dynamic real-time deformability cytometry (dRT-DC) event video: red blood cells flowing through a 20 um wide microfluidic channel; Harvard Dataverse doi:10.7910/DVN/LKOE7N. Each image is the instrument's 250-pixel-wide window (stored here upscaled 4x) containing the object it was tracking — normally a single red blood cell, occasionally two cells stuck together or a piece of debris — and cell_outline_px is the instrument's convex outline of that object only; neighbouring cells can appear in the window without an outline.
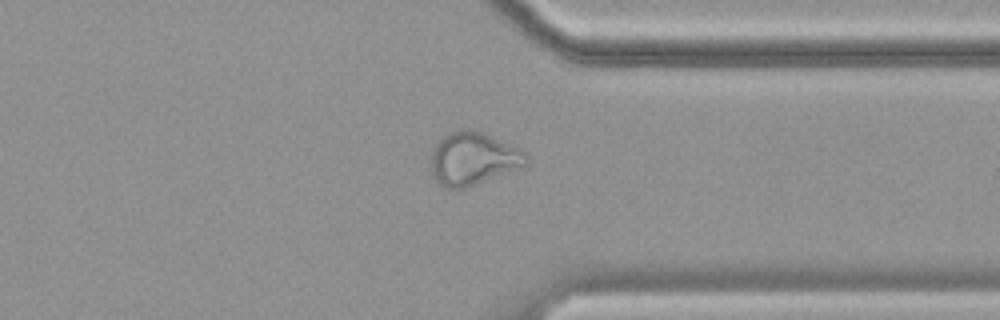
{"species": "common noctule bat (a hibernating species)", "species_latin": "Nyctalus noctula", "temperature_condition": "cold", "stored_images_in_passage": 57, "camera_frame_rate_fps": 3000, "um_per_image_px": 0.085, "animal": {"sex": "female", "body_mass_g": 19.9}, "frame": {"image": 1, "passage_image": 44, "time_ms": 14.333, "image_size_px": [1000, 320], "cell_outline_px": [[528, 164], [468, 188], [448, 188], [440, 184], [436, 180], [432, 172], [432, 152], [436, 144], [444, 136], [452, 132], [464, 128], [468, 128], [480, 132], [520, 148], [528, 156]], "centroid_in_image_um": [40.23, 13.49], "position_along_channel_um": 371.2, "area_um2": 28.96}}
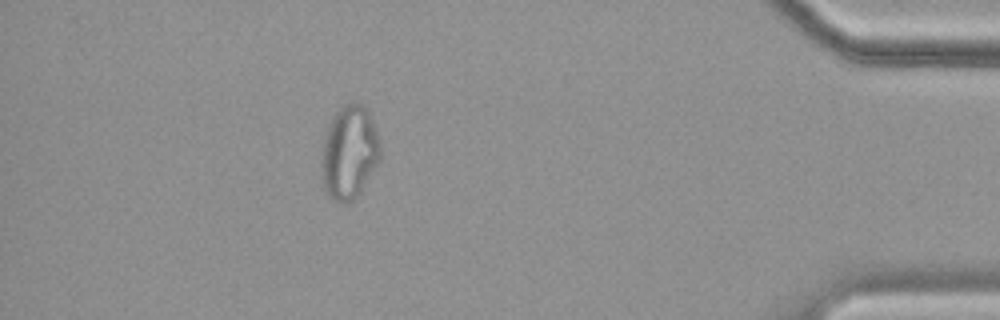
{"frame": {"image": 2, "passage_image": 51, "time_ms": 16.667, "image_size_px": [1000, 320], "cell_outline_px": [[380, 160], [360, 192], [348, 204], [344, 204], [332, 200], [328, 196], [324, 188], [324, 140], [332, 116], [348, 100], [356, 100], [364, 104], [372, 116], [376, 128], [380, 144]], "centroid_in_image_um": [29.75, 12.9], "position_along_channel_um": 405.5, "area_um2": 31.91}}